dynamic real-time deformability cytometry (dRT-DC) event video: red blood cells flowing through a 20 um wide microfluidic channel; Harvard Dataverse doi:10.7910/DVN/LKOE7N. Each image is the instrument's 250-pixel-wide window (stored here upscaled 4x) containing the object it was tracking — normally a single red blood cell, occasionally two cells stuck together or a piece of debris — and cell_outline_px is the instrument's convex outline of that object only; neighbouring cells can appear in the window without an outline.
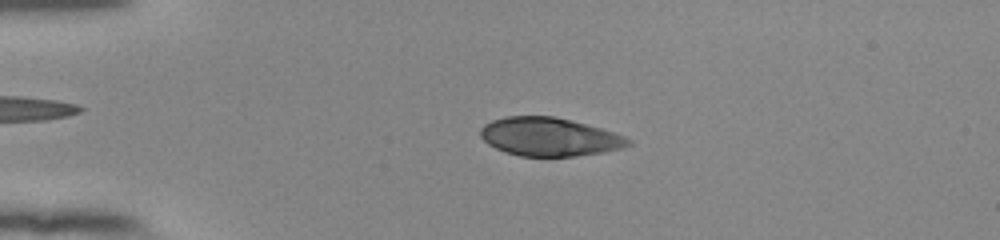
{"species": "human", "species_latin": "Homo sapiens", "temperature_condition": "room temperature", "stored_images_in_passage": 54, "camera_frame_rate_fps": 3000, "um_per_image_px": 0.085, "donor": {"sex": "female"}, "frame": {"image": 1, "passage_image": 13, "time_ms": 4.0, "image_size_px": [1000, 240], "cell_outline_px": [[632, 144], [624, 148], [604, 152], [576, 156], [520, 156], [504, 152], [488, 144], [480, 136], [480, 128], [484, 124], [492, 120], [504, 116], [556, 116], [572, 120], [600, 128], [624, 136], [632, 140]], "centroid_in_image_um": [46.69, 11.63], "position_along_channel_um": 38.3, "area_um2": 33.29}}
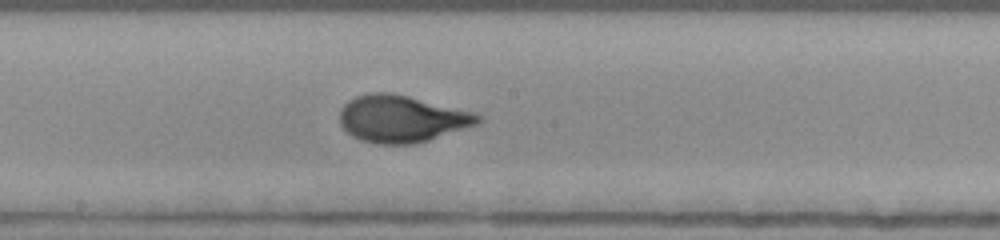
{"frame": {"image": 2, "passage_image": 30, "time_ms": 9.667, "image_size_px": [1000, 240], "cell_outline_px": [[484, 120], [476, 124], [428, 140], [412, 144], [376, 144], [360, 140], [352, 136], [340, 124], [340, 108], [348, 100], [356, 96], [368, 92], [392, 92], [476, 112], [484, 116]], "centroid_in_image_um": [34.14, 10.08], "position_along_channel_um": 214.1, "area_um2": 38.09}}
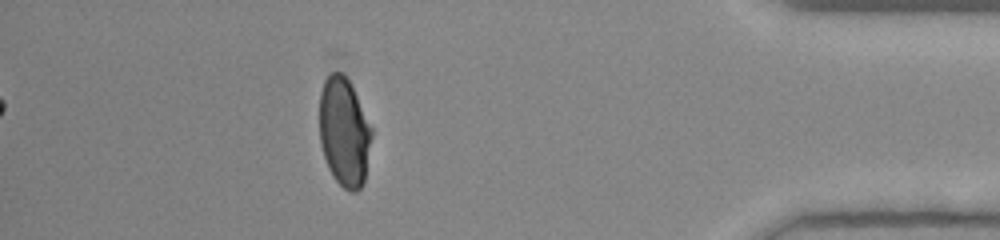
{"frame": {"image": 3, "passage_image": 48, "time_ms": 15.667, "image_size_px": [1000, 240], "cell_outline_px": [[372, 136], [364, 184], [356, 192], [352, 192], [344, 188], [332, 176], [328, 168], [324, 156], [320, 140], [320, 92], [324, 80], [332, 72], [340, 72], [348, 80], [372, 128]], "centroid_in_image_um": [29.25, 11.26], "position_along_channel_um": 405.9, "area_um2": 32.89}, "authors_computed_cell_mechanics": {"area_um2": 35.4892, "velocity_mm_per_s": 3.8751, "shape_relaxation_time_tau1_ms": 4.3902, "shape_relaxation_time_tau2_ms": null, "deformation_change_tau1": 0.1891, "deformation_change_tau2": null}}